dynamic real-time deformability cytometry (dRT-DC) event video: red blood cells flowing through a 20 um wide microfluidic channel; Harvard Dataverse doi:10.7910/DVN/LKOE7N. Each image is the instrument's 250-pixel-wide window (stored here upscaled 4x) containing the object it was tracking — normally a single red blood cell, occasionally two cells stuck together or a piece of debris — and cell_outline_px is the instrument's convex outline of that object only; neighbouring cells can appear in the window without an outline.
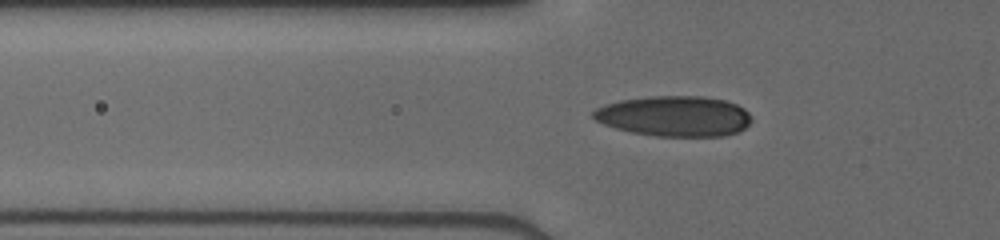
{"species": "human", "species_latin": "Homo sapiens", "temperature_condition": "cold", "stored_images_in_passage": 46, "camera_frame_rate_fps": 3000, "um_per_image_px": 0.085, "donor": {"sex": "male"}, "frame": {"image": 1, "passage_image": 14, "time_ms": 4.333, "image_size_px": [1000, 240], "cell_outline_px": [[752, 120], [744, 128], [736, 132], [724, 136], [656, 136], [632, 132], [616, 128], [604, 124], [596, 120], [592, 116], [592, 112], [596, 108], [604, 104], [620, 100], [652, 96], [700, 96], [724, 100], [736, 104], [744, 108], [748, 112]], "centroid_in_image_um": [57.31, 9.87], "position_along_channel_um": 68.5, "area_um2": 37.22}}
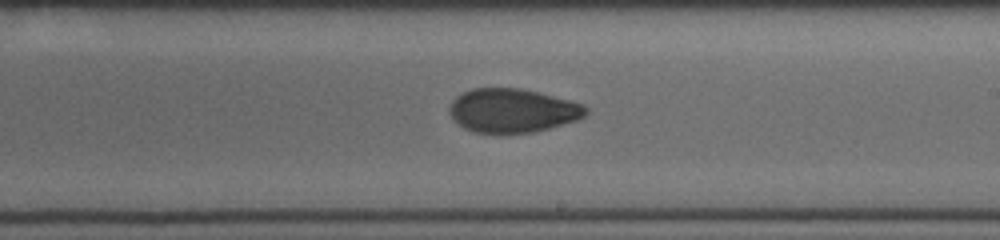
{"frame": {"image": 2, "passage_image": 27, "time_ms": 8.667, "image_size_px": [1000, 240], "cell_outline_px": [[588, 112], [584, 116], [576, 120], [548, 128], [532, 132], [472, 132], [464, 128], [452, 120], [448, 112], [448, 108], [452, 100], [456, 96], [472, 88], [520, 88], [584, 104], [588, 108]], "centroid_in_image_um": [43.51, 9.39], "position_along_channel_um": 245.5, "area_um2": 34.62}}
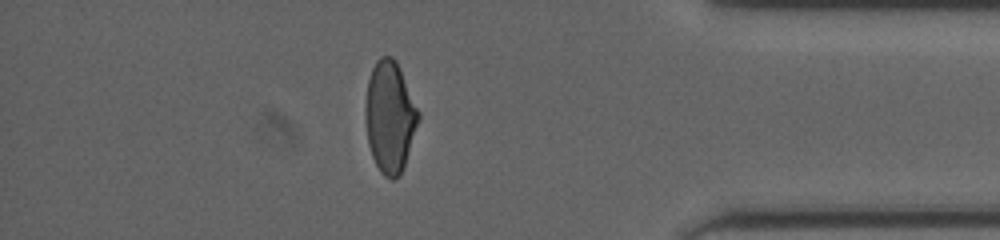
{"frame": {"image": 3, "passage_image": 40, "time_ms": 13.0, "image_size_px": [1000, 240], "cell_outline_px": [[420, 116], [404, 168], [400, 176], [392, 180], [384, 176], [380, 172], [372, 156], [368, 144], [364, 116], [364, 108], [368, 80], [372, 68], [376, 60], [380, 56], [392, 56], [396, 60], [420, 112]], "centroid_in_image_um": [33.12, 9.94], "position_along_channel_um": 402.1, "area_um2": 34.74}}